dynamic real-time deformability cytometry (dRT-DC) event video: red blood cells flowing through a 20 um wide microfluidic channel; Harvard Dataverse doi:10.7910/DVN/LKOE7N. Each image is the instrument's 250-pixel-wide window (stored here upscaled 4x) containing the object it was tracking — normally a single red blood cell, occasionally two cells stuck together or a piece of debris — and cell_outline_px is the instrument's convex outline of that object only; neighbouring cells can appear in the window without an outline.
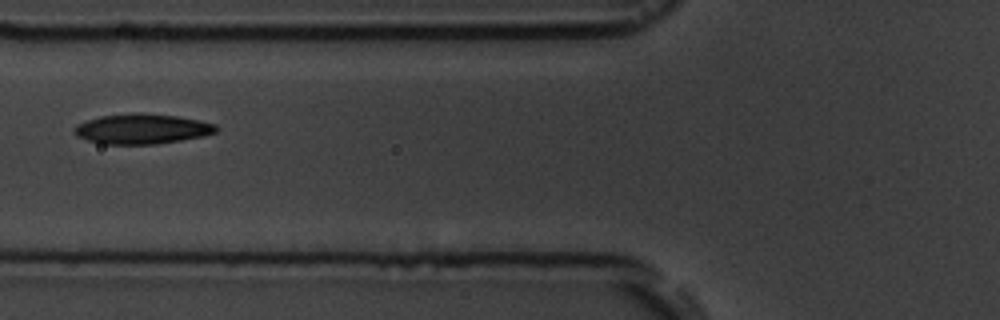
{"species": "common noctule bat (a hibernating species)", "species_latin": "Nyctalus noctula", "temperature_condition": "room temperature", "stored_images_in_passage": 3, "camera_frame_rate_fps": 3000, "um_per_image_px": 0.085, "animal": {"sex": "male", "body_mass_g": 19.5, "forearm_length_mm": 54.6}, "frame": {"image": 1, "passage_image": 3, "time_ms": 2.0, "image_size_px": [1000, 320], "cell_outline_px": [[220, 128], [216, 132], [204, 136], [156, 144], [104, 144], [88, 140], [76, 136], [72, 128], [76, 124], [100, 116], [136, 112], [140, 112], [176, 116], [200, 120], [216, 124]], "centroid_in_image_um": [12.08, 10.95], "position_along_channel_um": 113.7, "area_um2": 25.03}}